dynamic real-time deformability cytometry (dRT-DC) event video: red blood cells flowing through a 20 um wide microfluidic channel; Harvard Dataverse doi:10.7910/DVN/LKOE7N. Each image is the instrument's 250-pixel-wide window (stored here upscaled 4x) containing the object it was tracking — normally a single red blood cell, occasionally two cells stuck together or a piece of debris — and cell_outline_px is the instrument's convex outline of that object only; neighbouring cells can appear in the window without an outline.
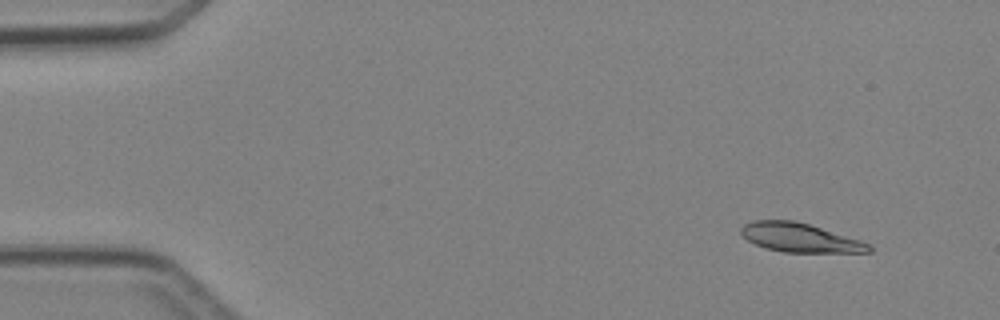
{"species": "Egyptian fruit bat (a non-hibernating species)", "species_latin": "Rousettus aegyptiacus", "temperature_condition": "cold", "stored_images_in_passage": 5, "camera_frame_rate_fps": 3000, "um_per_image_px": 0.085, "animal": {"sex": "female"}, "frame": {"image": 1, "passage_image": 2, "time_ms": 1.333, "image_size_px": [1000, 320], "cell_outline_px": [[872, 252], [784, 252], [764, 248], [748, 240], [740, 232], [740, 228], [744, 224], [752, 220], [796, 220], [860, 240], [868, 244], [872, 248]], "centroid_in_image_um": [67.96, 20.19], "position_along_channel_um": 17.0, "area_um2": 21.44}}
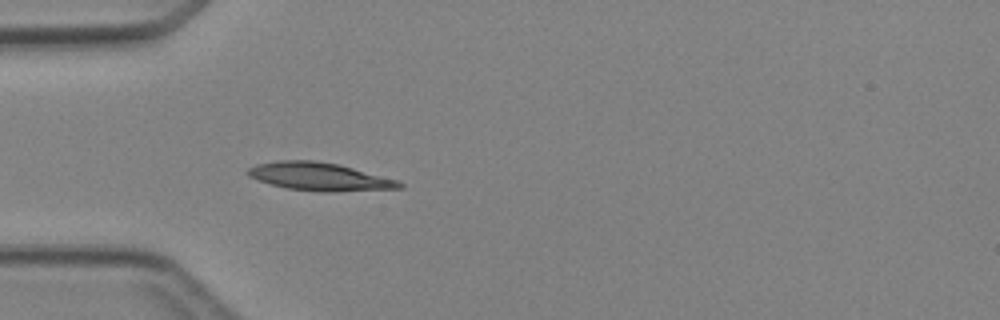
{"frame": {"image": 2, "passage_image": 5, "time_ms": 4.667, "image_size_px": [1000, 320], "cell_outline_px": [[404, 188], [332, 192], [320, 192], [288, 188], [272, 184], [248, 176], [244, 172], [248, 168], [256, 164], [276, 160], [316, 160], [336, 164], [352, 168], [396, 180], [404, 184]], "centroid_in_image_um": [27.12, 15.01], "position_along_channel_um": 57.9, "area_um2": 24.57}}